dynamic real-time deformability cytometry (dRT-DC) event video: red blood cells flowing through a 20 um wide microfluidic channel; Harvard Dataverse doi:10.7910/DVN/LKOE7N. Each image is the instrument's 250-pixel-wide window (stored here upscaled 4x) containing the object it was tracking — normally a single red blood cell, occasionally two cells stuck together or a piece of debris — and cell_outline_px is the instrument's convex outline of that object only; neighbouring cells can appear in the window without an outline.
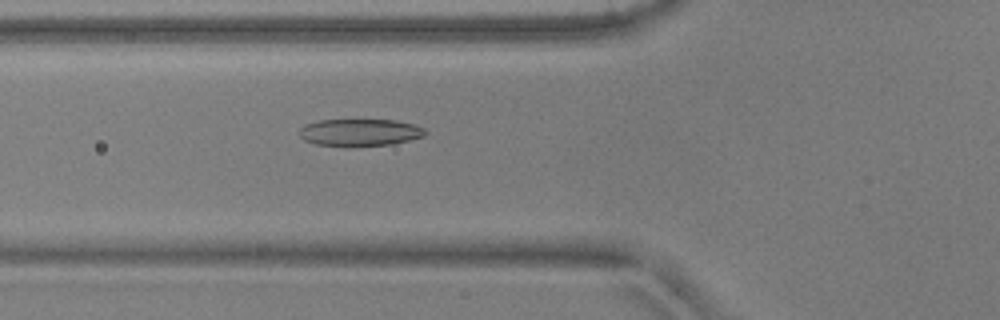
{"species": "common noctule bat (a hibernating species)", "species_latin": "Nyctalus noctula", "temperature_condition": "warm", "stored_images_in_passage": 4, "camera_frame_rate_fps": 3000, "um_per_image_px": 0.085, "animal": {"sex": "male", "body_mass_g": 17.9, "forearm_length_mm": 54.2}, "frame": {"image": 1, "passage_image": 4, "time_ms": 1.0, "image_size_px": [1000, 320], "cell_outline_px": [[428, 132], [424, 136], [408, 140], [388, 144], [316, 144], [304, 140], [300, 136], [300, 128], [304, 124], [320, 120], [396, 120], [412, 124], [424, 128]], "centroid_in_image_um": [30.59, 11.21], "position_along_channel_um": 95.2, "area_um2": 19.13}}